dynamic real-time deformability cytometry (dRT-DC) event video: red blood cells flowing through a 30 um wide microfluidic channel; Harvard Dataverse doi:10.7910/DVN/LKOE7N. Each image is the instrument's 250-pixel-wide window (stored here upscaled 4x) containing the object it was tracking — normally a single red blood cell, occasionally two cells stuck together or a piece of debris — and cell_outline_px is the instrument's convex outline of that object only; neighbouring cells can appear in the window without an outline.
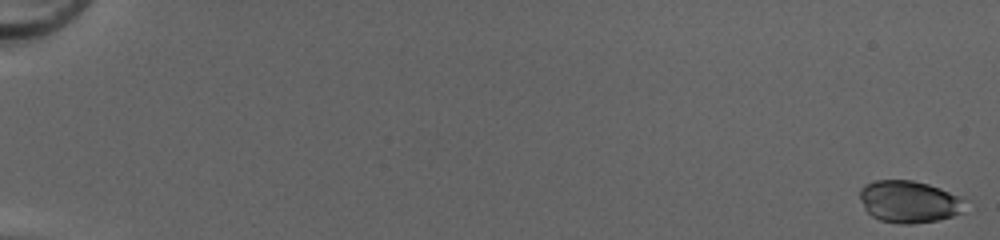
{"species": "common noctule bat (a hibernating species)", "species_latin": "Nyctalus noctula", "temperature_condition": "cold", "stored_images_in_passage": 51, "camera_frame_rate_fps": 3000, "um_per_image_px": 0.085, "animal": {"sex": "female", "body_mass_g": 20.0, "forearm_length_mm": 54.0}, "frame": {"image": 1, "passage_image": 1, "time_ms": 0.0, "image_size_px": [1000, 240], "cell_outline_px": [[968, 200], [964, 212], [952, 216], [936, 220], [912, 224], [900, 224], [880, 220], [872, 216], [864, 208], [860, 200], [860, 188], [864, 184], [876, 180], [912, 180], [928, 184], [940, 188], [960, 196]], "centroid_in_image_um": [77.3, 17.14], "position_along_channel_um": 7.7, "area_um2": 26.13}}
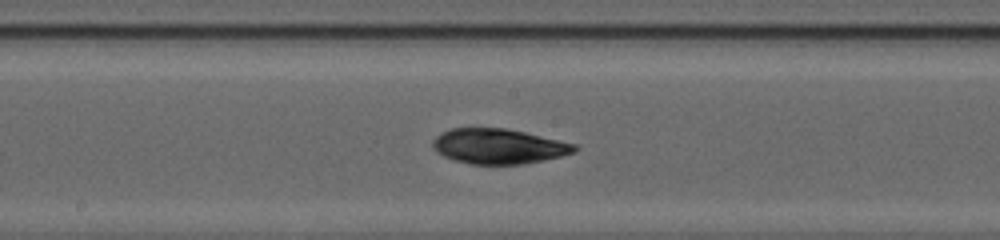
{"frame": {"image": 2, "passage_image": 30, "time_ms": 9.667, "image_size_px": [1000, 240], "cell_outline_px": [[580, 148], [576, 152], [544, 160], [524, 164], [472, 164], [456, 160], [444, 156], [436, 152], [432, 148], [432, 140], [440, 132], [452, 128], [504, 128], [524, 132], [576, 144]], "centroid_in_image_um": [42.37, 12.43], "position_along_channel_um": 205.8, "area_um2": 29.02}}
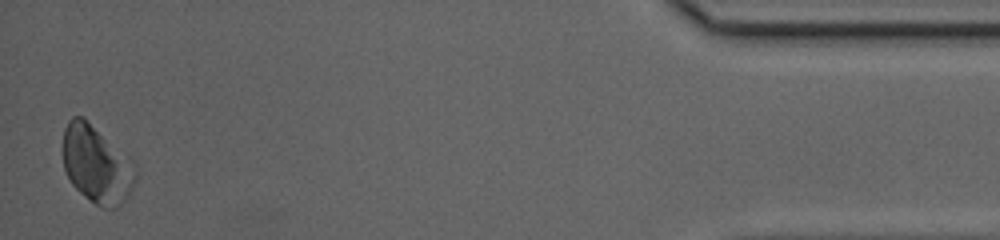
{"frame": {"image": 3, "passage_image": 51, "time_ms": 16.667, "image_size_px": [1000, 240], "cell_outline_px": [[136, 176], [124, 200], [116, 208], [100, 208], [84, 196], [72, 184], [64, 168], [60, 148], [64, 128], [68, 120], [72, 116], [84, 116], [128, 156], [136, 164]], "centroid_in_image_um": [8.15, 13.93], "position_along_channel_um": 427.0, "area_um2": 33.18}, "authors_computed_cell_mechanics": {"area_um2": 27.8018, "velocity_mm_per_s": 4.2109, "shape_relaxation_time_tau1_ms": 2.6685, "shape_relaxation_time_tau2_ms": null, "deformation_change_tau1": 0.0693, "deformation_change_tau2": null}}